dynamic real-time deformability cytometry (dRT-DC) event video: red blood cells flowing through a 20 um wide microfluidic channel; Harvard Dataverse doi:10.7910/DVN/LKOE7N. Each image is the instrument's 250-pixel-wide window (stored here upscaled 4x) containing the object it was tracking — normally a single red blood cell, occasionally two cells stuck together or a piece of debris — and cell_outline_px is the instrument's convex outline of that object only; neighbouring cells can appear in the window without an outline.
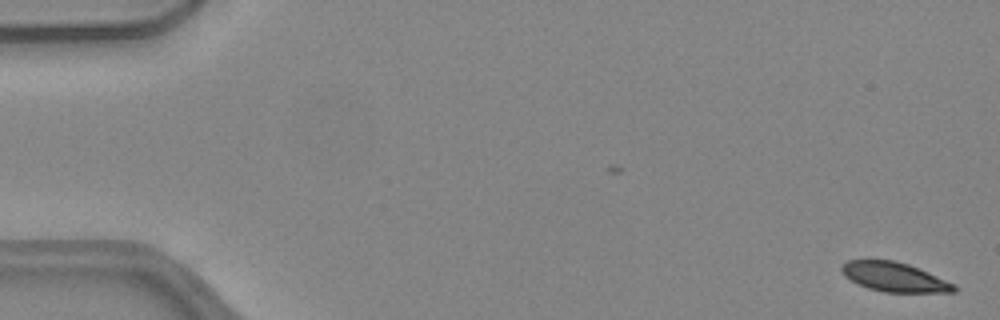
{"species": "common noctule bat (a hibernating species)", "species_latin": "Nyctalus noctula", "temperature_condition": "warm", "stored_images_in_passage": 51, "camera_frame_rate_fps": 3000, "um_per_image_px": 0.085, "animal": {"sex": "female", "body_mass_g": 24.6, "forearm_length_mm": 56.2}, "frame": {"image": 1, "passage_image": 1, "time_ms": 0.0, "image_size_px": [1000, 320], "cell_outline_px": [[960, 288], [956, 292], [884, 292], [868, 288], [856, 284], [844, 276], [840, 272], [840, 264], [848, 260], [896, 260], [908, 264], [956, 284]], "centroid_in_image_um": [76.0, 23.55], "position_along_channel_um": 9.0, "area_um2": 19.48}}
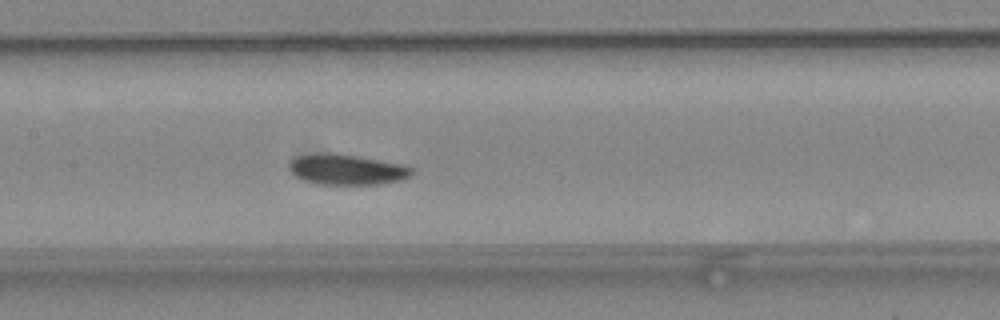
{"frame": {"image": 2, "passage_image": 25, "time_ms": 8.0, "image_size_px": [1000, 320], "cell_outline_px": [[412, 176], [400, 180], [380, 184], [316, 184], [304, 180], [296, 176], [288, 168], [288, 164], [296, 156], [308, 152], [332, 152], [404, 164], [412, 168]], "centroid_in_image_um": [29.44, 14.39], "position_along_channel_um": 178.0, "area_um2": 22.08}}
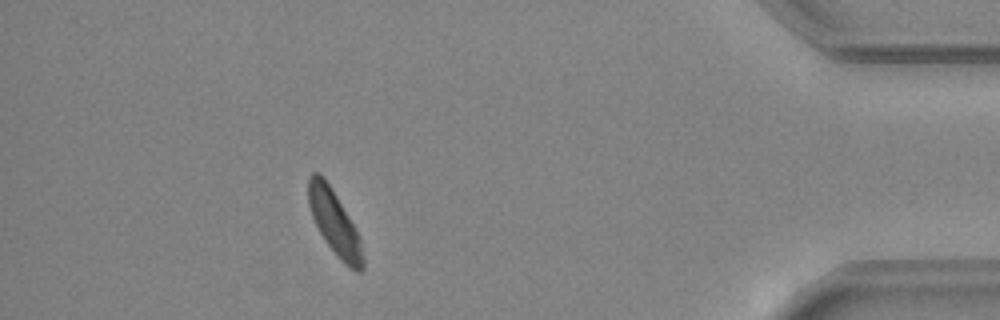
{"frame": {"image": 3, "passage_image": 46, "time_ms": 15.0, "image_size_px": [1000, 320], "cell_outline_px": [[364, 268], [360, 272], [356, 272], [344, 264], [340, 260], [324, 240], [312, 216], [308, 204], [308, 176], [312, 172], [320, 172], [324, 176], [356, 228], [360, 240], [364, 260]], "centroid_in_image_um": [28.43, 18.92], "position_along_channel_um": 406.8, "area_um2": 20.52}, "authors_computed_cell_mechanics": {"area_um2": 21.0392, "velocity_mm_per_s": 4.0019, "shape_relaxation_time_tau1_ms": 4.9381, "shape_relaxation_time_tau2_ms": null, "deformation_change_tau1": 0.1117, "deformation_change_tau2": null}}